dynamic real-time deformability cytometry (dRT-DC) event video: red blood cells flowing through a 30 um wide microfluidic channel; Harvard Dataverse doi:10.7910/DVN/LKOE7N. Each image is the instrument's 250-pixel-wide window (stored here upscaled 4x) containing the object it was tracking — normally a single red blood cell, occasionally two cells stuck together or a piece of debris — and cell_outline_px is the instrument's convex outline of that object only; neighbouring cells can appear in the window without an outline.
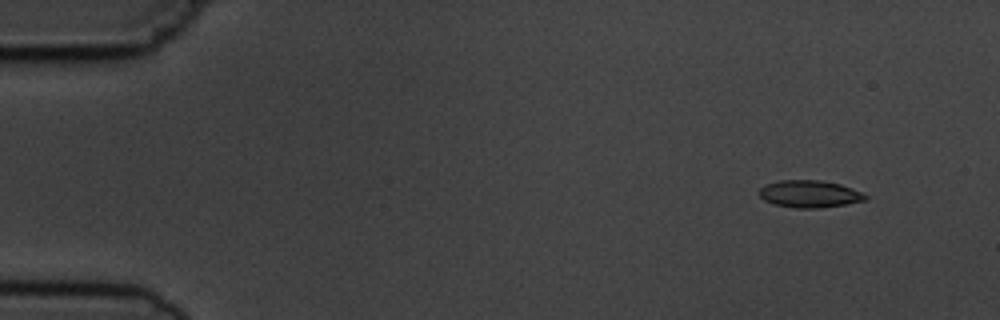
{"species": "common noctule bat (a hibernating species)", "species_latin": "Nyctalus noctula", "temperature_condition": "cold", "stored_images_in_passage": 9, "camera_frame_rate_fps": 3000, "um_per_image_px": 0.085, "animal": {"sex": "male", "body_mass_g": 19.5, "forearm_length_mm": 54.6}, "frame": {"image": 1, "passage_image": 2, "time_ms": 1.333, "image_size_px": [1000, 320], "cell_outline_px": [[868, 200], [820, 208], [792, 208], [772, 204], [764, 200], [756, 192], [760, 188], [768, 184], [780, 180], [820, 180], [840, 184], [864, 192], [868, 196]], "centroid_in_image_um": [68.82, 16.49], "position_along_channel_um": 16.2, "area_um2": 17.05}}
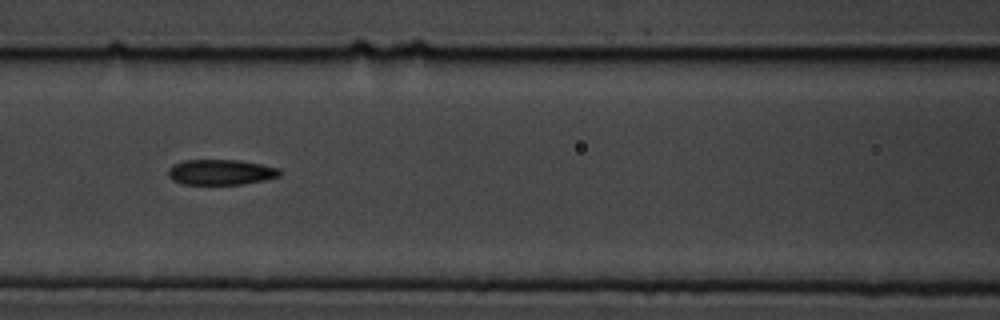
{"frame": {"image": 2, "passage_image": 7, "time_ms": 7.667, "image_size_px": [1000, 320], "cell_outline_px": [[284, 172], [280, 176], [264, 180], [240, 184], [184, 184], [172, 180], [168, 176], [168, 168], [172, 164], [184, 160], [236, 160], [260, 164], [280, 168]], "centroid_in_image_um": [18.77, 14.63], "position_along_channel_um": 147.8, "area_um2": 16.59}}
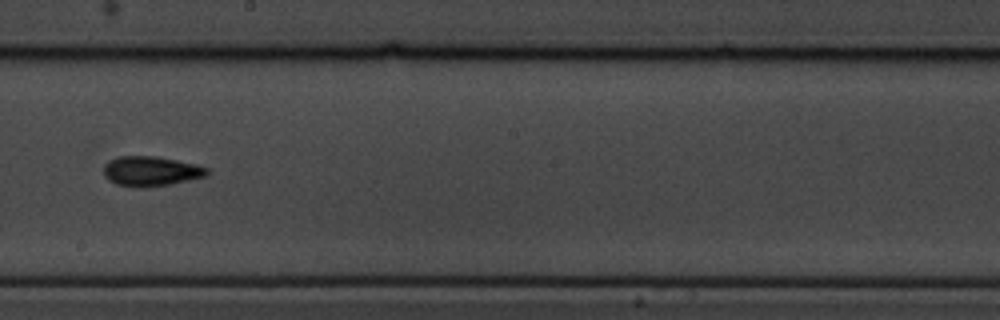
{"frame": {"image": 3, "passage_image": 9, "time_ms": 10.0, "image_size_px": [1000, 320], "cell_outline_px": [[208, 172], [204, 176], [188, 180], [168, 184], [140, 188], [116, 184], [108, 180], [104, 176], [104, 164], [108, 160], [120, 156], [156, 156], [196, 164], [208, 168]], "centroid_in_image_um": [12.77, 14.54], "position_along_channel_um": 235.4, "area_um2": 17.86}}